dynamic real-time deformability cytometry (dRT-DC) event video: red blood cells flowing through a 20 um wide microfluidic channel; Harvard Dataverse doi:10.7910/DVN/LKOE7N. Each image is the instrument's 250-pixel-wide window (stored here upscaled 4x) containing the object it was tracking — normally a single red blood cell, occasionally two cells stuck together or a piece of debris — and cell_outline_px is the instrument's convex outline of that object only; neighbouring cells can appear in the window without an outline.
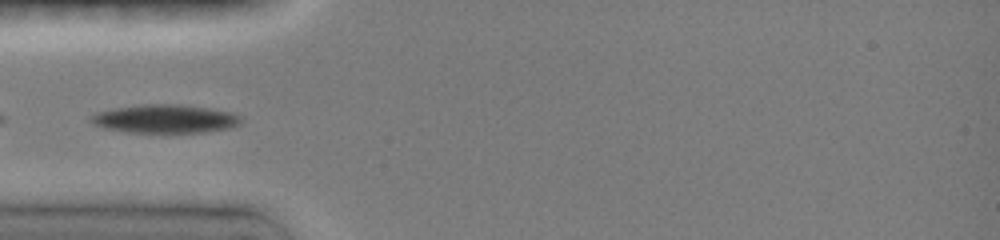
{"species": "common noctule bat (a hibernating species)", "species_latin": "Nyctalus noctula", "temperature_condition": "room temperature", "stored_images_in_passage": 17, "camera_frame_rate_fps": 3000, "um_per_image_px": 0.085, "animal": {"sex": "female", "body_mass_g": 19.0, "forearm_length_mm": 51.5}, "frame": {"image": 1, "passage_image": 3, "time_ms": 1.0, "image_size_px": [1000, 240], "cell_outline_px": [[240, 124], [232, 128], [204, 132], [128, 132], [104, 128], [92, 124], [88, 120], [88, 116], [100, 112], [116, 108], [144, 104], [176, 104], [208, 108], [232, 112], [240, 116]], "centroid_in_image_um": [14.02, 10.1], "position_along_channel_um": 71.0, "area_um2": 24.8}}
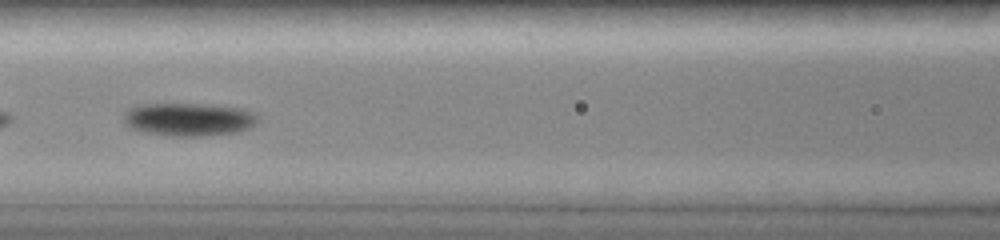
{"frame": {"image": 2, "passage_image": 8, "time_ms": 3.0, "image_size_px": [1000, 240], "cell_outline_px": [[256, 124], [248, 128], [236, 132], [200, 136], [172, 136], [148, 132], [132, 128], [124, 124], [124, 112], [128, 108], [136, 104], [212, 104], [244, 108], [252, 112], [256, 116]], "centroid_in_image_um": [16.02, 10.13], "position_along_channel_um": 150.6, "area_um2": 25.89}}